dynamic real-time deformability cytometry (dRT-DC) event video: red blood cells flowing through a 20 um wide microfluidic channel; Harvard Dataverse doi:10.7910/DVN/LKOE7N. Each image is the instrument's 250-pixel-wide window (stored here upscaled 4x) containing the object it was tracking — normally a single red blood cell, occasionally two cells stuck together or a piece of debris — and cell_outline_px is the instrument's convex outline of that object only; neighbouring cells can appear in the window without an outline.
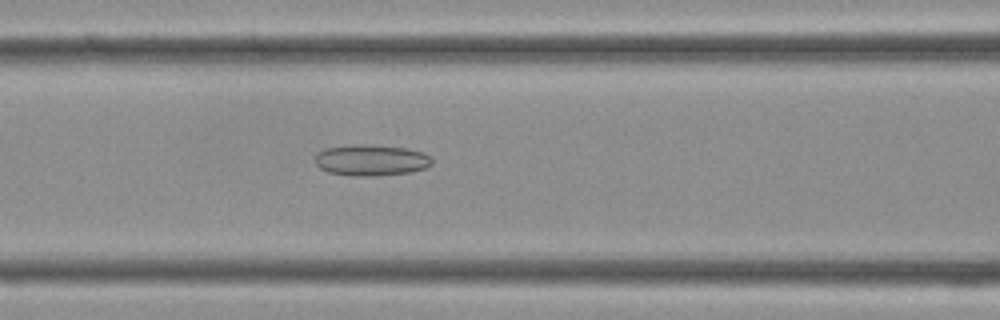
{"species": "Egyptian fruit bat (a non-hibernating species)", "species_latin": "Rousettus aegyptiacus", "temperature_condition": "cold", "stored_images_in_passage": 36, "camera_frame_rate_fps": 3000, "um_per_image_px": 0.085, "frame": {"image": 1, "passage_image": 15, "time_ms": 4.667, "image_size_px": [1000, 320], "cell_outline_px": [[432, 164], [424, 168], [408, 172], [368, 176], [356, 176], [328, 172], [320, 168], [316, 164], [316, 156], [324, 148], [356, 144], [364, 144], [408, 148], [424, 152], [432, 156]], "centroid_in_image_um": [31.57, 13.6], "position_along_channel_um": 135.0, "area_um2": 21.1}}
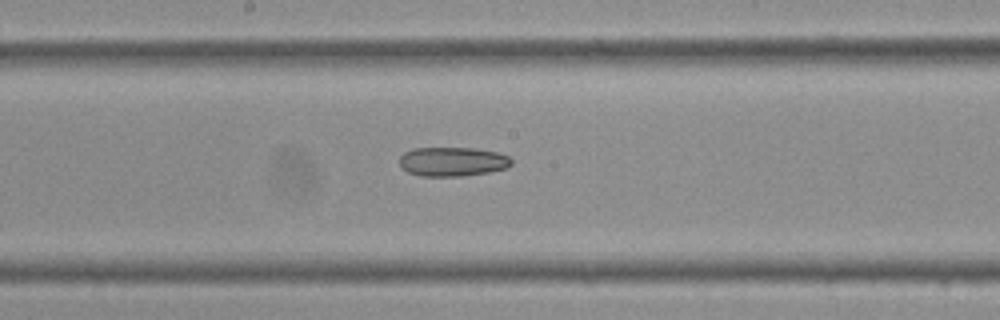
{"frame": {"image": 2, "passage_image": 19, "time_ms": 6.0, "image_size_px": [1000, 320], "cell_outline_px": [[512, 164], [508, 168], [488, 172], [464, 176], [420, 176], [408, 172], [400, 164], [400, 156], [404, 152], [412, 148], [476, 148], [500, 152], [508, 156], [512, 160]], "centroid_in_image_um": [38.5, 13.73], "position_along_channel_um": 209.7, "area_um2": 19.25}}
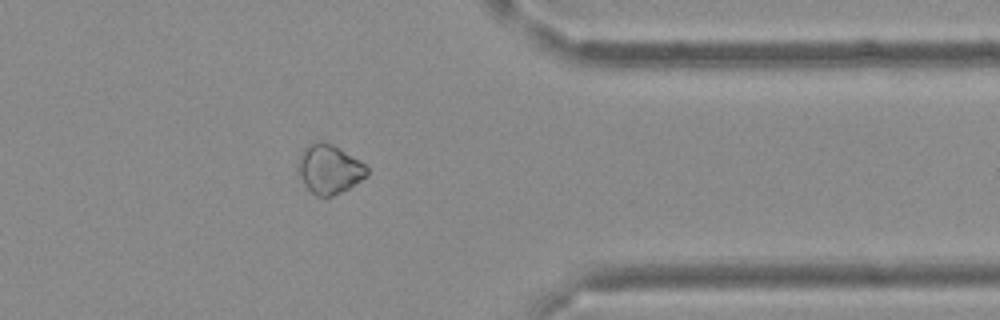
{"frame": {"image": 3, "passage_image": 29, "time_ms": 9.333, "image_size_px": [1000, 320], "cell_outline_px": [[368, 176], [348, 188], [332, 196], [316, 196], [304, 184], [296, 168], [296, 164], [300, 152], [308, 144], [316, 140], [324, 140], [332, 144], [364, 164], [368, 168]], "centroid_in_image_um": [27.94, 14.35], "position_along_channel_um": 383.5, "area_um2": 19.77}}